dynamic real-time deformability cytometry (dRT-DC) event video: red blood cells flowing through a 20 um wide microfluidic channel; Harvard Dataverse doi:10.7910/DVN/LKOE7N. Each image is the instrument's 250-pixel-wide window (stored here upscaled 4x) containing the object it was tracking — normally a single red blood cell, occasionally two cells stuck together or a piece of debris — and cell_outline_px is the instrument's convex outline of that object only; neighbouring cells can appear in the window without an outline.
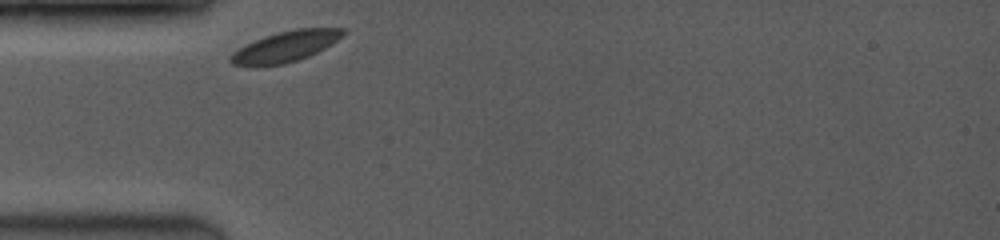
{"species": "common noctule bat (a hibernating species)", "species_latin": "Nyctalus noctula", "temperature_condition": "room temperature", "stored_images_in_passage": 2, "camera_frame_rate_fps": 3500, "um_per_image_px": 0.085, "animal": {"sex": "female", "body_mass_g": 19.0, "forearm_length_mm": 53.3}, "frame": {"image": 1, "passage_image": 1, "time_ms": 0.0, "image_size_px": [1000, 240], "cell_outline_px": [[348, 32], [344, 36], [324, 48], [308, 56], [284, 64], [260, 68], [252, 68], [232, 64], [228, 60], [228, 56], [232, 52], [264, 36], [296, 28], [348, 28]], "centroid_in_image_um": [24.24, 3.98], "position_along_channel_um": 60.8, "area_um2": 20.52}}